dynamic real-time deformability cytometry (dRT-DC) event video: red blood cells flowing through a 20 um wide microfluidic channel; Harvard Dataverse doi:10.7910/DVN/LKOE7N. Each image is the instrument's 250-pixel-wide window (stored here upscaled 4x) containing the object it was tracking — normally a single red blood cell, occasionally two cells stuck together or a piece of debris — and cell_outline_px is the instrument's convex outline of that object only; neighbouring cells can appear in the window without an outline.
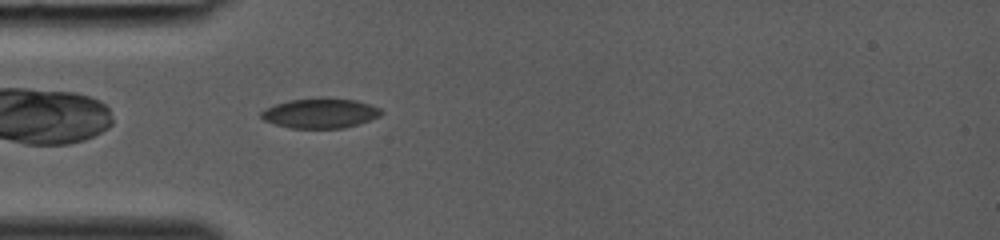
{"species": "common noctule bat (a hibernating species)", "species_latin": "Nyctalus noctula", "temperature_condition": "room temperature", "stored_images_in_passage": 27, "camera_frame_rate_fps": 3000, "um_per_image_px": 0.085, "animal": {"sex": "female", "body_mass_g": 19.0, "forearm_length_mm": 53.3}, "frame": {"image": 1, "passage_image": 1, "time_ms": 0.0, "image_size_px": [1000, 240], "cell_outline_px": [[384, 112], [380, 116], [344, 128], [288, 128], [264, 120], [260, 116], [260, 112], [276, 104], [288, 100], [320, 96], [356, 100], [380, 108]], "centroid_in_image_um": [27.22, 9.6], "position_along_channel_um": 57.8, "area_um2": 21.04}}
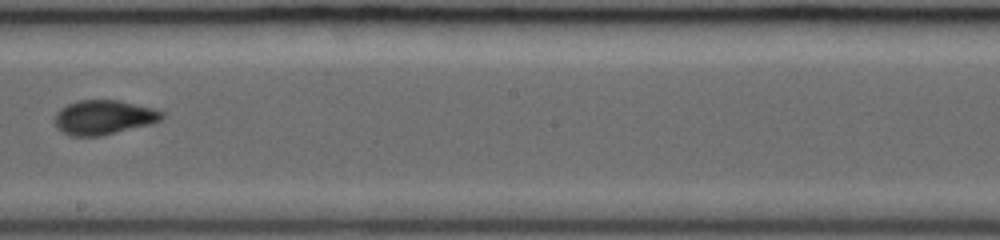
{"frame": {"image": 2, "passage_image": 12, "time_ms": 3.667, "image_size_px": [1000, 240], "cell_outline_px": [[164, 116], [160, 120], [152, 124], [100, 136], [72, 136], [56, 128], [56, 112], [60, 108], [68, 104], [80, 100], [120, 100], [152, 108], [164, 112]], "centroid_in_image_um": [8.83, 9.97], "position_along_channel_um": 239.4, "area_um2": 21.44}}
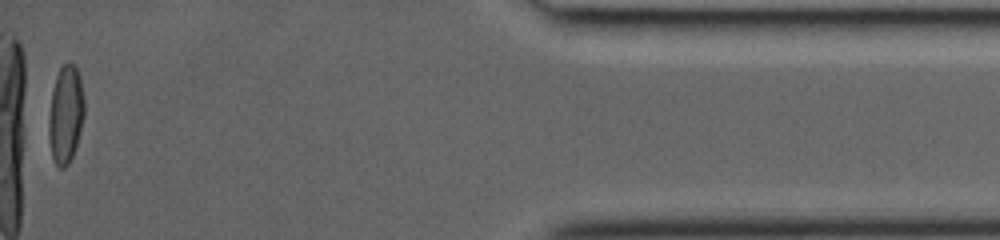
{"frame": {"image": 3, "passage_image": 27, "time_ms": 8.667, "image_size_px": [1000, 240], "cell_outline_px": [[84, 116], [76, 144], [72, 156], [68, 164], [64, 168], [60, 168], [56, 164], [52, 156], [48, 136], [48, 120], [52, 88], [56, 76], [60, 68], [68, 60], [76, 68], [80, 76], [84, 96]], "centroid_in_image_um": [5.57, 9.69], "position_along_channel_um": 429.6, "area_um2": 20.35}}